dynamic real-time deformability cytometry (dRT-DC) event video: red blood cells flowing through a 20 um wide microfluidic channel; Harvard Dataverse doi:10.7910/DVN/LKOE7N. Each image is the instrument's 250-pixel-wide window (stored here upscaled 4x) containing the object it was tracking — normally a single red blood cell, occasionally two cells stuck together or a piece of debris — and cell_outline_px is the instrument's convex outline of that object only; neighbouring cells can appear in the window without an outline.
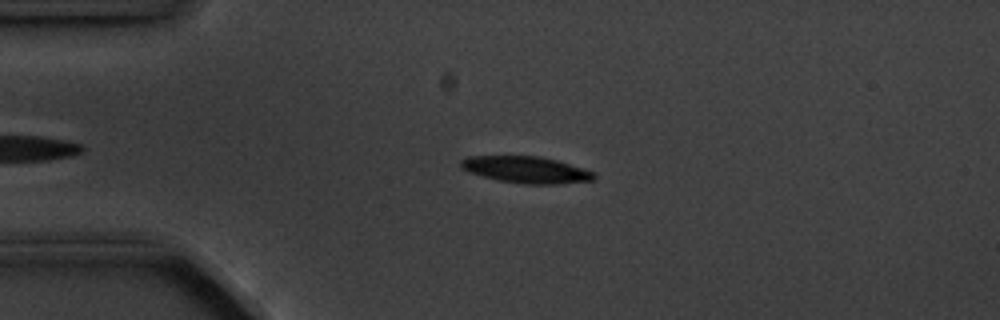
{"species": "common noctule bat (a hibernating species)", "species_latin": "Nyctalus noctula", "temperature_condition": "cold", "stored_images_in_passage": 4, "camera_frame_rate_fps": 3000, "um_per_image_px": 0.085, "animal": {"sex": "male", "body_mass_g": 20.1, "forearm_length_mm": 53.5}, "frame": {"image": 1, "passage_image": 2, "time_ms": 1.0, "image_size_px": [1000, 320], "cell_outline_px": [[596, 180], [560, 184], [524, 184], [500, 180], [480, 176], [468, 172], [460, 168], [460, 160], [468, 156], [540, 156], [556, 160], [596, 172]], "centroid_in_image_um": [44.73, 14.43], "position_along_channel_um": 40.3, "area_um2": 20.87}}